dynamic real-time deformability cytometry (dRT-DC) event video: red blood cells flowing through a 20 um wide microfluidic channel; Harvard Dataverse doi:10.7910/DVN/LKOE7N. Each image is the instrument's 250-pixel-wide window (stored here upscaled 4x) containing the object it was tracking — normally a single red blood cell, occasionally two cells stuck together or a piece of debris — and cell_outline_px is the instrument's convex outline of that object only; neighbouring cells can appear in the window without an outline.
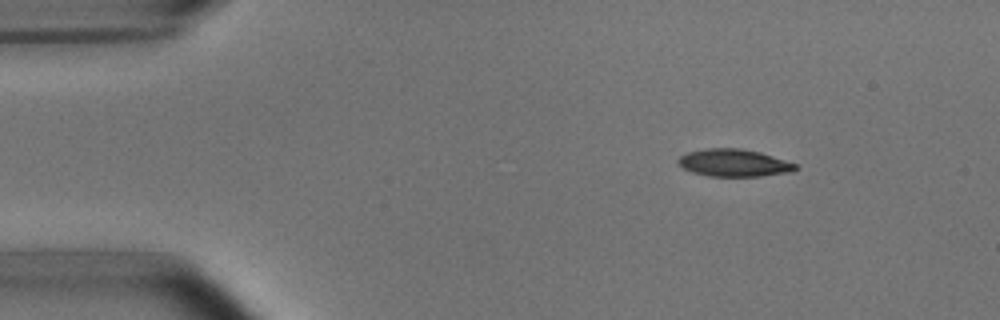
{"species": "common noctule bat (a hibernating species)", "species_latin": "Nyctalus noctula", "temperature_condition": "room temperature", "stored_images_in_passage": 5, "camera_frame_rate_fps": 3000, "um_per_image_px": 0.085, "animal": {"sex": "male", "body_mass_g": 15.6}, "frame": {"image": 1, "passage_image": 2, "time_ms": 1.0, "image_size_px": [1000, 320], "cell_outline_px": [[800, 168], [792, 172], [760, 176], [708, 176], [692, 172], [684, 168], [676, 160], [680, 156], [688, 152], [704, 148], [740, 148], [760, 152], [796, 164]], "centroid_in_image_um": [62.39, 13.84], "position_along_channel_um": 22.6, "area_um2": 18.73}}
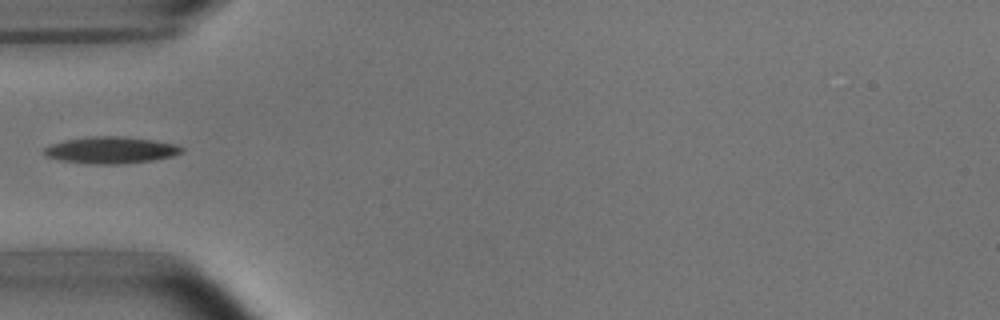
{"frame": {"image": 2, "passage_image": 4, "time_ms": 4.333, "image_size_px": [1000, 320], "cell_outline_px": [[184, 152], [172, 156], [152, 160], [120, 164], [92, 164], [60, 160], [44, 156], [44, 148], [52, 144], [64, 140], [88, 136], [124, 136], [152, 140], [176, 144], [184, 148]], "centroid_in_image_um": [9.42, 12.75], "position_along_channel_um": 75.6, "area_um2": 21.5}}